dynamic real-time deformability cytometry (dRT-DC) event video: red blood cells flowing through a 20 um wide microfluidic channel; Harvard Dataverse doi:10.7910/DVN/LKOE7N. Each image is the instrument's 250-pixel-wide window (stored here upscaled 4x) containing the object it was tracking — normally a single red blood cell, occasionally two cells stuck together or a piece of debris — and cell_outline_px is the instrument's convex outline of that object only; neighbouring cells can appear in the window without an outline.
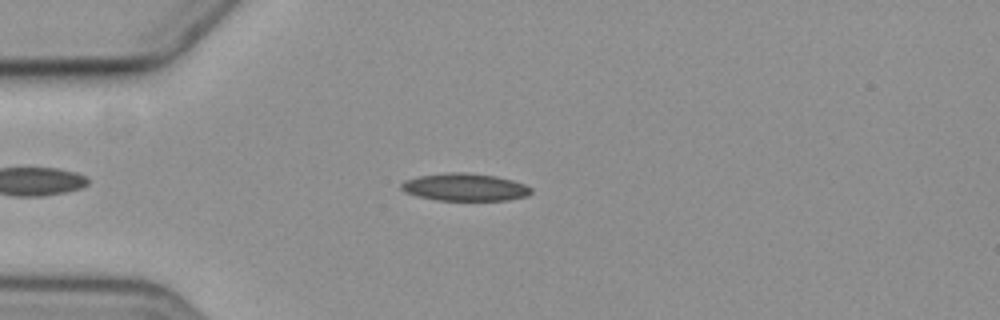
{"species": "common noctule bat (a hibernating species)", "species_latin": "Nyctalus noctula", "temperature_condition": "cold", "stored_images_in_passage": 15, "camera_frame_rate_fps": 3000, "um_per_image_px": 0.085, "animal": {"sex": "female", "body_mass_g": 19.3, "forearm_length_mm": 54.1}, "frame": {"image": 1, "passage_image": 4, "time_ms": 4.667, "image_size_px": [1000, 320], "cell_outline_px": [[532, 192], [528, 196], [508, 200], [436, 200], [416, 196], [404, 192], [400, 188], [400, 184], [404, 180], [420, 176], [448, 172], [468, 172], [496, 176], [512, 180], [524, 184], [532, 188]], "centroid_in_image_um": [39.5, 15.91], "position_along_channel_um": 45.5, "area_um2": 20.98}}
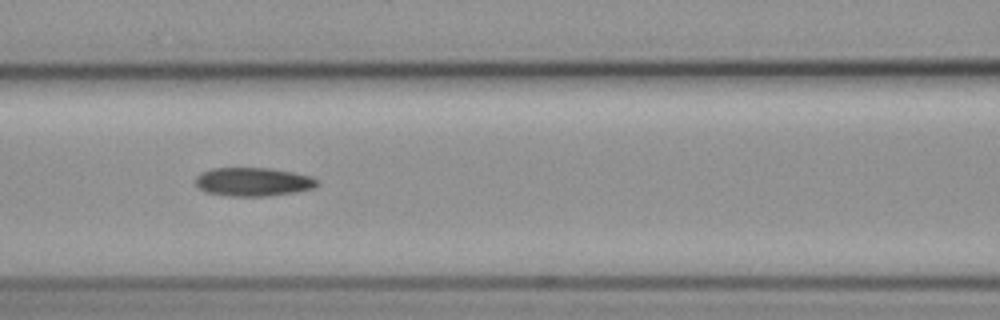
{"frame": {"image": 2, "passage_image": 7, "time_ms": 8.0, "image_size_px": [1000, 320], "cell_outline_px": [[320, 184], [312, 188], [296, 192], [268, 196], [232, 196], [204, 192], [196, 184], [196, 176], [200, 172], [212, 168], [272, 168], [312, 176]], "centroid_in_image_um": [21.51, 15.45], "position_along_channel_um": 145.1, "area_um2": 20.35}}
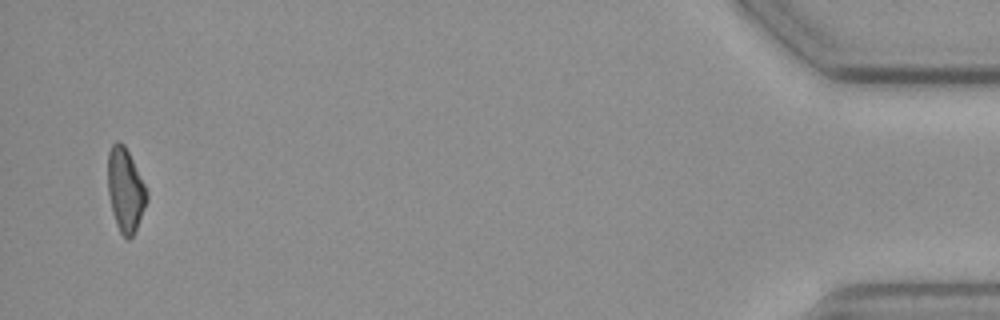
{"frame": {"image": 3, "passage_image": 15, "time_ms": 18.333, "image_size_px": [1000, 320], "cell_outline_px": [[148, 200], [136, 228], [132, 236], [128, 240], [120, 232], [116, 224], [112, 212], [108, 192], [108, 152], [112, 144], [116, 140], [124, 144], [148, 192]], "centroid_in_image_um": [10.65, 16.14], "position_along_channel_um": 424.6, "area_um2": 18.79}}